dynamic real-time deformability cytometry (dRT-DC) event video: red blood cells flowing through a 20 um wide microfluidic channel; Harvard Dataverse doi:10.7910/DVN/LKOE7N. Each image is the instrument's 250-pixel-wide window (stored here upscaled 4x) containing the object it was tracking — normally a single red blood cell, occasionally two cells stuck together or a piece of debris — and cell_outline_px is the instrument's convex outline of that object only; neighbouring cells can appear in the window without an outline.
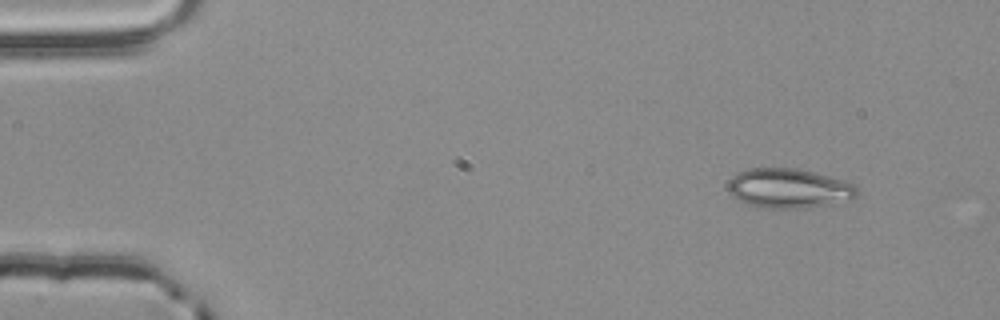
{"species": "common noctule bat (a hibernating species)", "species_latin": "Nyctalus noctula", "temperature_condition": "room temperature", "stored_images_in_passage": 3, "camera_frame_rate_fps": 3000, "um_per_image_px": 0.085, "animal": {"sex": "male", "body_mass_g": 20.4}, "frame": {"image": 1, "passage_image": 1, "time_ms": 0.0, "image_size_px": [1000, 320], "cell_outline_px": [[856, 196], [832, 204], [808, 208], [756, 208], [732, 196], [728, 188], [728, 180], [732, 176], [748, 168], [796, 168], [844, 180], [852, 184], [856, 188]], "centroid_in_image_um": [67.0, 16.01], "position_along_channel_um": 18.0, "area_um2": 29.59}}